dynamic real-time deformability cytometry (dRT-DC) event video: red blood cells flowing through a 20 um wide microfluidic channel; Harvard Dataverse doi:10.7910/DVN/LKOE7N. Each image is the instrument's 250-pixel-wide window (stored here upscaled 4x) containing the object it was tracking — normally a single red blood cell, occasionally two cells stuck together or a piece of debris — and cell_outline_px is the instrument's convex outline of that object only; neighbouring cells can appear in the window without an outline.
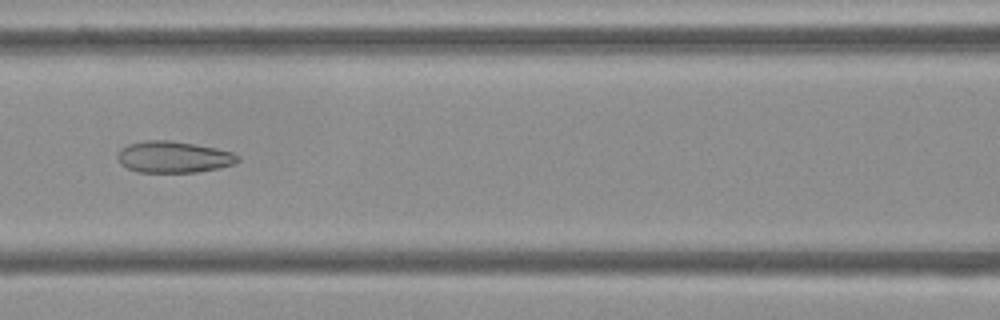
{"species": "Egyptian fruit bat (a non-hibernating species)", "species_latin": "Rousettus aegyptiacus", "temperature_condition": "cold", "stored_images_in_passage": 41, "camera_frame_rate_fps": 3000, "um_per_image_px": 0.085, "frame": {"image": 1, "passage_image": 11, "time_ms": 3.333, "image_size_px": [1000, 320], "cell_outline_px": [[240, 160], [236, 164], [196, 172], [136, 172], [120, 164], [116, 156], [120, 148], [128, 144], [144, 140], [168, 140], [216, 148], [232, 152], [240, 156]], "centroid_in_image_um": [14.73, 13.34], "position_along_channel_um": 151.9, "area_um2": 22.14}}
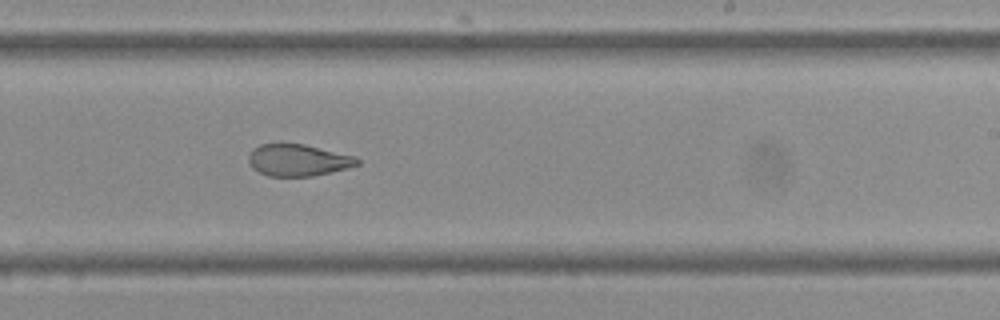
{"frame": {"image": 2, "passage_image": 20, "time_ms": 6.333, "image_size_px": [1000, 320], "cell_outline_px": [[360, 164], [348, 168], [312, 176], [268, 176], [252, 168], [248, 160], [248, 156], [252, 148], [260, 144], [280, 140], [304, 144], [356, 156], [360, 160]], "centroid_in_image_um": [25.3, 13.56], "position_along_channel_um": 263.7, "area_um2": 20.81}}
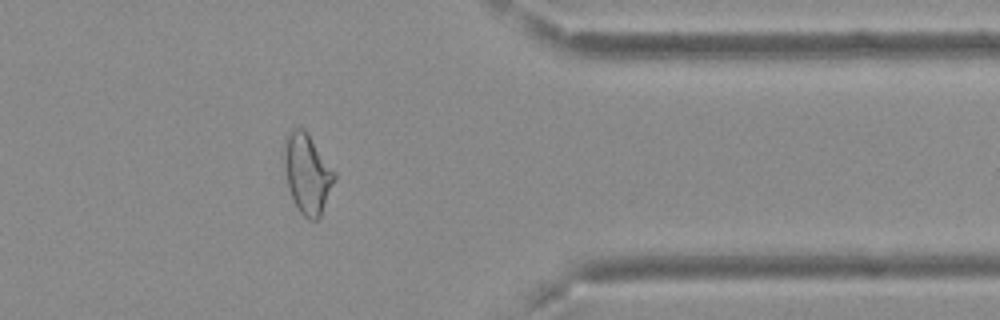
{"frame": {"image": 3, "passage_image": 31, "time_ms": 10.0, "image_size_px": [1000, 320], "cell_outline_px": [[336, 180], [320, 216], [316, 220], [308, 220], [300, 212], [288, 188], [284, 164], [284, 140], [292, 128], [304, 128], [336, 172]], "centroid_in_image_um": [26.13, 14.75], "position_along_channel_um": 385.3, "area_um2": 23.29}, "authors_computed_cell_mechanics": {"area_um2": 23.0622, "velocity_mm_per_s": 3.7398, "shape_relaxation_time_tau1_ms": null, "shape_relaxation_time_tau2_ms": 2.1155, "deformation_change_tau1": null, "deformation_change_tau2": 0.0907}}